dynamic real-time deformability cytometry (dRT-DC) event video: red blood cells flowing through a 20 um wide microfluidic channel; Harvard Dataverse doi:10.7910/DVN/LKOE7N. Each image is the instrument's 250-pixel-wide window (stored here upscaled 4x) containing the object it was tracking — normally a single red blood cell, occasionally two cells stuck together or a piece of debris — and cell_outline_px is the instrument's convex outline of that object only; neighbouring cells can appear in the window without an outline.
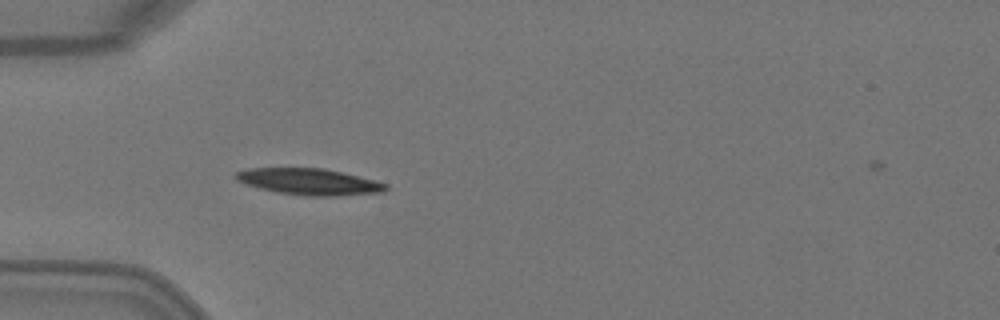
{"species": "Egyptian fruit bat (a non-hibernating species)", "species_latin": "Rousettus aegyptiacus", "temperature_condition": "warm", "stored_images_in_passage": 4, "camera_frame_rate_fps": 3000, "um_per_image_px": 0.085, "animal": {"sex": "female"}, "frame": {"image": 1, "passage_image": 3, "time_ms": 0.667, "image_size_px": [1000, 320], "cell_outline_px": [[388, 188], [384, 192], [336, 196], [304, 196], [276, 192], [244, 184], [236, 180], [232, 176], [236, 172], [248, 168], [324, 168], [388, 184]], "centroid_in_image_um": [26.22, 15.45], "position_along_channel_um": 58.8, "area_um2": 23.06}}